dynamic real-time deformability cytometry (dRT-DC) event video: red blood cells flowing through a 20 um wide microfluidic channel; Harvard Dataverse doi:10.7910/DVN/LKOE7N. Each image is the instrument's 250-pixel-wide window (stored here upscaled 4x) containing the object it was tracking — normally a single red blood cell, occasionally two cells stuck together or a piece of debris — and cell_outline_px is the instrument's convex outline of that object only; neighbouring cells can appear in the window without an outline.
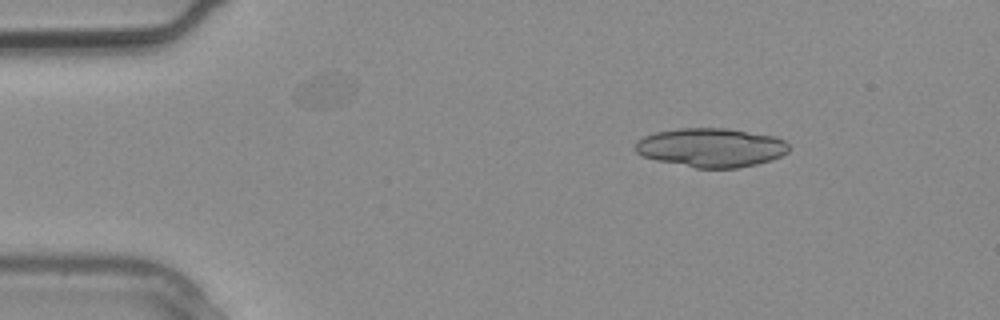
{"species": "common noctule bat (a hibernating species)", "species_latin": "Nyctalus noctula", "temperature_condition": "warm", "stored_images_in_passage": 3, "camera_frame_rate_fps": 3000, "um_per_image_px": 0.085, "animal": {"sex": "male", "body_mass_g": 20.4}, "frame": {"image": 1, "passage_image": 2, "time_ms": 0.333, "image_size_px": [1000, 320], "cell_outline_px": [[788, 152], [772, 160], [756, 164], [736, 168], [696, 168], [656, 160], [644, 156], [636, 152], [632, 148], [636, 140], [644, 136], [656, 132], [680, 128], [724, 128], [776, 136], [784, 140], [788, 144]], "centroid_in_image_um": [60.42, 12.54], "position_along_channel_um": 24.6, "area_um2": 34.97}}